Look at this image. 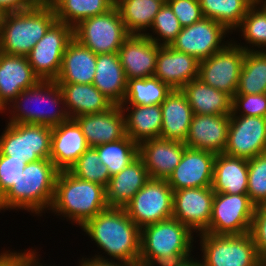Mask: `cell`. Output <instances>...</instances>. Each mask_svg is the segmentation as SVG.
I'll return each instance as SVG.
<instances>
[{"label": "cell", "mask_w": 266, "mask_h": 266, "mask_svg": "<svg viewBox=\"0 0 266 266\" xmlns=\"http://www.w3.org/2000/svg\"><path fill=\"white\" fill-rule=\"evenodd\" d=\"M59 172L50 158L27 163L17 182L0 199V212L24 209L42 216L51 208Z\"/></svg>", "instance_id": "cell-2"}, {"label": "cell", "mask_w": 266, "mask_h": 266, "mask_svg": "<svg viewBox=\"0 0 266 266\" xmlns=\"http://www.w3.org/2000/svg\"><path fill=\"white\" fill-rule=\"evenodd\" d=\"M72 39L73 27L56 20L31 49L27 58L40 81L57 79L63 54Z\"/></svg>", "instance_id": "cell-12"}, {"label": "cell", "mask_w": 266, "mask_h": 266, "mask_svg": "<svg viewBox=\"0 0 266 266\" xmlns=\"http://www.w3.org/2000/svg\"><path fill=\"white\" fill-rule=\"evenodd\" d=\"M130 35L116 6L104 14L86 18L73 27V38L96 55L118 53Z\"/></svg>", "instance_id": "cell-9"}, {"label": "cell", "mask_w": 266, "mask_h": 266, "mask_svg": "<svg viewBox=\"0 0 266 266\" xmlns=\"http://www.w3.org/2000/svg\"><path fill=\"white\" fill-rule=\"evenodd\" d=\"M186 147L181 141L160 137L149 139L139 144V157L150 178L167 180L181 161Z\"/></svg>", "instance_id": "cell-19"}, {"label": "cell", "mask_w": 266, "mask_h": 266, "mask_svg": "<svg viewBox=\"0 0 266 266\" xmlns=\"http://www.w3.org/2000/svg\"><path fill=\"white\" fill-rule=\"evenodd\" d=\"M6 111V107L0 102V113H4Z\"/></svg>", "instance_id": "cell-54"}, {"label": "cell", "mask_w": 266, "mask_h": 266, "mask_svg": "<svg viewBox=\"0 0 266 266\" xmlns=\"http://www.w3.org/2000/svg\"><path fill=\"white\" fill-rule=\"evenodd\" d=\"M181 91L186 95L193 114L226 115L232 112V98L199 78L187 83Z\"/></svg>", "instance_id": "cell-32"}, {"label": "cell", "mask_w": 266, "mask_h": 266, "mask_svg": "<svg viewBox=\"0 0 266 266\" xmlns=\"http://www.w3.org/2000/svg\"><path fill=\"white\" fill-rule=\"evenodd\" d=\"M266 152V117L230 115L223 153L245 159Z\"/></svg>", "instance_id": "cell-15"}, {"label": "cell", "mask_w": 266, "mask_h": 266, "mask_svg": "<svg viewBox=\"0 0 266 266\" xmlns=\"http://www.w3.org/2000/svg\"><path fill=\"white\" fill-rule=\"evenodd\" d=\"M161 47L146 35L131 34L118 51L127 80L154 76Z\"/></svg>", "instance_id": "cell-18"}, {"label": "cell", "mask_w": 266, "mask_h": 266, "mask_svg": "<svg viewBox=\"0 0 266 266\" xmlns=\"http://www.w3.org/2000/svg\"><path fill=\"white\" fill-rule=\"evenodd\" d=\"M31 102L32 109H30ZM33 103H36L37 108ZM6 110L10 113L8 123L42 124L55 127L69 119L62 91L55 81H39L35 86L23 90L6 107Z\"/></svg>", "instance_id": "cell-6"}, {"label": "cell", "mask_w": 266, "mask_h": 266, "mask_svg": "<svg viewBox=\"0 0 266 266\" xmlns=\"http://www.w3.org/2000/svg\"><path fill=\"white\" fill-rule=\"evenodd\" d=\"M266 93V51H246L236 94Z\"/></svg>", "instance_id": "cell-36"}, {"label": "cell", "mask_w": 266, "mask_h": 266, "mask_svg": "<svg viewBox=\"0 0 266 266\" xmlns=\"http://www.w3.org/2000/svg\"><path fill=\"white\" fill-rule=\"evenodd\" d=\"M237 30L241 32V38L243 36L246 44H249L248 47L236 43L238 46L245 51H266V12L256 2L248 9Z\"/></svg>", "instance_id": "cell-39"}, {"label": "cell", "mask_w": 266, "mask_h": 266, "mask_svg": "<svg viewBox=\"0 0 266 266\" xmlns=\"http://www.w3.org/2000/svg\"><path fill=\"white\" fill-rule=\"evenodd\" d=\"M160 105L162 112L160 138L185 143L194 115L186 95L181 90H172Z\"/></svg>", "instance_id": "cell-27"}, {"label": "cell", "mask_w": 266, "mask_h": 266, "mask_svg": "<svg viewBox=\"0 0 266 266\" xmlns=\"http://www.w3.org/2000/svg\"><path fill=\"white\" fill-rule=\"evenodd\" d=\"M199 61L184 52L162 46L157 54L154 77L172 90H181L187 83L198 78Z\"/></svg>", "instance_id": "cell-20"}, {"label": "cell", "mask_w": 266, "mask_h": 266, "mask_svg": "<svg viewBox=\"0 0 266 266\" xmlns=\"http://www.w3.org/2000/svg\"><path fill=\"white\" fill-rule=\"evenodd\" d=\"M26 164L23 159H11V156L0 154V199L17 182Z\"/></svg>", "instance_id": "cell-44"}, {"label": "cell", "mask_w": 266, "mask_h": 266, "mask_svg": "<svg viewBox=\"0 0 266 266\" xmlns=\"http://www.w3.org/2000/svg\"><path fill=\"white\" fill-rule=\"evenodd\" d=\"M260 266H266V259H261Z\"/></svg>", "instance_id": "cell-55"}, {"label": "cell", "mask_w": 266, "mask_h": 266, "mask_svg": "<svg viewBox=\"0 0 266 266\" xmlns=\"http://www.w3.org/2000/svg\"><path fill=\"white\" fill-rule=\"evenodd\" d=\"M56 20L51 4L5 13L0 32V52L27 56Z\"/></svg>", "instance_id": "cell-5"}, {"label": "cell", "mask_w": 266, "mask_h": 266, "mask_svg": "<svg viewBox=\"0 0 266 266\" xmlns=\"http://www.w3.org/2000/svg\"><path fill=\"white\" fill-rule=\"evenodd\" d=\"M69 118L108 111L114 104L93 84L57 83Z\"/></svg>", "instance_id": "cell-26"}, {"label": "cell", "mask_w": 266, "mask_h": 266, "mask_svg": "<svg viewBox=\"0 0 266 266\" xmlns=\"http://www.w3.org/2000/svg\"><path fill=\"white\" fill-rule=\"evenodd\" d=\"M171 92L167 84L154 76L129 79L121 105H160Z\"/></svg>", "instance_id": "cell-37"}, {"label": "cell", "mask_w": 266, "mask_h": 266, "mask_svg": "<svg viewBox=\"0 0 266 266\" xmlns=\"http://www.w3.org/2000/svg\"><path fill=\"white\" fill-rule=\"evenodd\" d=\"M94 148L102 164L107 166L110 177L121 172L139 157V144L127 135L120 140L101 144Z\"/></svg>", "instance_id": "cell-38"}, {"label": "cell", "mask_w": 266, "mask_h": 266, "mask_svg": "<svg viewBox=\"0 0 266 266\" xmlns=\"http://www.w3.org/2000/svg\"><path fill=\"white\" fill-rule=\"evenodd\" d=\"M160 0H115L121 19L130 34L144 35L163 6Z\"/></svg>", "instance_id": "cell-33"}, {"label": "cell", "mask_w": 266, "mask_h": 266, "mask_svg": "<svg viewBox=\"0 0 266 266\" xmlns=\"http://www.w3.org/2000/svg\"><path fill=\"white\" fill-rule=\"evenodd\" d=\"M266 117V93L235 94L230 115Z\"/></svg>", "instance_id": "cell-43"}, {"label": "cell", "mask_w": 266, "mask_h": 266, "mask_svg": "<svg viewBox=\"0 0 266 266\" xmlns=\"http://www.w3.org/2000/svg\"><path fill=\"white\" fill-rule=\"evenodd\" d=\"M250 234L258 255L261 259H266V202L255 208Z\"/></svg>", "instance_id": "cell-46"}, {"label": "cell", "mask_w": 266, "mask_h": 266, "mask_svg": "<svg viewBox=\"0 0 266 266\" xmlns=\"http://www.w3.org/2000/svg\"><path fill=\"white\" fill-rule=\"evenodd\" d=\"M245 52L234 39L230 40L222 50L199 61L198 78L233 98L238 88Z\"/></svg>", "instance_id": "cell-13"}, {"label": "cell", "mask_w": 266, "mask_h": 266, "mask_svg": "<svg viewBox=\"0 0 266 266\" xmlns=\"http://www.w3.org/2000/svg\"><path fill=\"white\" fill-rule=\"evenodd\" d=\"M229 33L231 32L222 24L203 18L192 25L182 27L170 46L202 61L222 50L228 44L227 42H230L224 41L226 34L228 37Z\"/></svg>", "instance_id": "cell-14"}, {"label": "cell", "mask_w": 266, "mask_h": 266, "mask_svg": "<svg viewBox=\"0 0 266 266\" xmlns=\"http://www.w3.org/2000/svg\"><path fill=\"white\" fill-rule=\"evenodd\" d=\"M37 5L35 0H0V9L4 13L24 11Z\"/></svg>", "instance_id": "cell-48"}, {"label": "cell", "mask_w": 266, "mask_h": 266, "mask_svg": "<svg viewBox=\"0 0 266 266\" xmlns=\"http://www.w3.org/2000/svg\"><path fill=\"white\" fill-rule=\"evenodd\" d=\"M52 127L42 124L6 123L0 135V154L26 163L51 154Z\"/></svg>", "instance_id": "cell-8"}, {"label": "cell", "mask_w": 266, "mask_h": 266, "mask_svg": "<svg viewBox=\"0 0 266 266\" xmlns=\"http://www.w3.org/2000/svg\"><path fill=\"white\" fill-rule=\"evenodd\" d=\"M204 18L222 24L233 33L240 26L255 0H198Z\"/></svg>", "instance_id": "cell-34"}, {"label": "cell", "mask_w": 266, "mask_h": 266, "mask_svg": "<svg viewBox=\"0 0 266 266\" xmlns=\"http://www.w3.org/2000/svg\"><path fill=\"white\" fill-rule=\"evenodd\" d=\"M212 187L186 188L173 191V216L193 232L209 227L214 200Z\"/></svg>", "instance_id": "cell-16"}, {"label": "cell", "mask_w": 266, "mask_h": 266, "mask_svg": "<svg viewBox=\"0 0 266 266\" xmlns=\"http://www.w3.org/2000/svg\"><path fill=\"white\" fill-rule=\"evenodd\" d=\"M81 230L95 241L109 258L94 255L102 261L139 265L141 229L131 220L124 208L109 207L88 220ZM111 258V259H110Z\"/></svg>", "instance_id": "cell-1"}, {"label": "cell", "mask_w": 266, "mask_h": 266, "mask_svg": "<svg viewBox=\"0 0 266 266\" xmlns=\"http://www.w3.org/2000/svg\"><path fill=\"white\" fill-rule=\"evenodd\" d=\"M81 128L89 147L114 142L126 136L125 118L120 105L97 114L73 118Z\"/></svg>", "instance_id": "cell-23"}, {"label": "cell", "mask_w": 266, "mask_h": 266, "mask_svg": "<svg viewBox=\"0 0 266 266\" xmlns=\"http://www.w3.org/2000/svg\"><path fill=\"white\" fill-rule=\"evenodd\" d=\"M256 206L247 194L215 193L209 227L212 235H241L250 232Z\"/></svg>", "instance_id": "cell-11"}, {"label": "cell", "mask_w": 266, "mask_h": 266, "mask_svg": "<svg viewBox=\"0 0 266 266\" xmlns=\"http://www.w3.org/2000/svg\"><path fill=\"white\" fill-rule=\"evenodd\" d=\"M167 4L182 27L192 25L204 18L198 0H169Z\"/></svg>", "instance_id": "cell-45"}, {"label": "cell", "mask_w": 266, "mask_h": 266, "mask_svg": "<svg viewBox=\"0 0 266 266\" xmlns=\"http://www.w3.org/2000/svg\"><path fill=\"white\" fill-rule=\"evenodd\" d=\"M248 159L216 154L212 189L215 193L247 194Z\"/></svg>", "instance_id": "cell-29"}, {"label": "cell", "mask_w": 266, "mask_h": 266, "mask_svg": "<svg viewBox=\"0 0 266 266\" xmlns=\"http://www.w3.org/2000/svg\"><path fill=\"white\" fill-rule=\"evenodd\" d=\"M120 107L125 118L126 135L134 142L140 144L160 137L161 105H120Z\"/></svg>", "instance_id": "cell-31"}, {"label": "cell", "mask_w": 266, "mask_h": 266, "mask_svg": "<svg viewBox=\"0 0 266 266\" xmlns=\"http://www.w3.org/2000/svg\"><path fill=\"white\" fill-rule=\"evenodd\" d=\"M75 177L95 182L106 187L110 180V173L106 165L102 164L94 147H89L69 169Z\"/></svg>", "instance_id": "cell-40"}, {"label": "cell", "mask_w": 266, "mask_h": 266, "mask_svg": "<svg viewBox=\"0 0 266 266\" xmlns=\"http://www.w3.org/2000/svg\"><path fill=\"white\" fill-rule=\"evenodd\" d=\"M255 2L266 12V0H255Z\"/></svg>", "instance_id": "cell-51"}, {"label": "cell", "mask_w": 266, "mask_h": 266, "mask_svg": "<svg viewBox=\"0 0 266 266\" xmlns=\"http://www.w3.org/2000/svg\"><path fill=\"white\" fill-rule=\"evenodd\" d=\"M56 19L75 27L86 18L108 12L115 6V0H54Z\"/></svg>", "instance_id": "cell-35"}, {"label": "cell", "mask_w": 266, "mask_h": 266, "mask_svg": "<svg viewBox=\"0 0 266 266\" xmlns=\"http://www.w3.org/2000/svg\"><path fill=\"white\" fill-rule=\"evenodd\" d=\"M216 153L186 147L181 161L167 179L175 190L212 187L213 166Z\"/></svg>", "instance_id": "cell-17"}, {"label": "cell", "mask_w": 266, "mask_h": 266, "mask_svg": "<svg viewBox=\"0 0 266 266\" xmlns=\"http://www.w3.org/2000/svg\"><path fill=\"white\" fill-rule=\"evenodd\" d=\"M161 2H163L164 4H167V2L169 1V0H160Z\"/></svg>", "instance_id": "cell-56"}, {"label": "cell", "mask_w": 266, "mask_h": 266, "mask_svg": "<svg viewBox=\"0 0 266 266\" xmlns=\"http://www.w3.org/2000/svg\"><path fill=\"white\" fill-rule=\"evenodd\" d=\"M128 80L118 53L97 54L93 85L114 105H121L127 91Z\"/></svg>", "instance_id": "cell-30"}, {"label": "cell", "mask_w": 266, "mask_h": 266, "mask_svg": "<svg viewBox=\"0 0 266 266\" xmlns=\"http://www.w3.org/2000/svg\"><path fill=\"white\" fill-rule=\"evenodd\" d=\"M6 252L20 265V266H43V263H40L39 256L37 255L36 250H25L24 252H17L6 250ZM47 264H44L46 266ZM48 266V265H47ZM51 266V265H50ZM55 266V265H53Z\"/></svg>", "instance_id": "cell-47"}, {"label": "cell", "mask_w": 266, "mask_h": 266, "mask_svg": "<svg viewBox=\"0 0 266 266\" xmlns=\"http://www.w3.org/2000/svg\"><path fill=\"white\" fill-rule=\"evenodd\" d=\"M38 4H51L54 0H35Z\"/></svg>", "instance_id": "cell-52"}, {"label": "cell", "mask_w": 266, "mask_h": 266, "mask_svg": "<svg viewBox=\"0 0 266 266\" xmlns=\"http://www.w3.org/2000/svg\"><path fill=\"white\" fill-rule=\"evenodd\" d=\"M89 148L80 126L69 118L52 127L50 159L59 171H69Z\"/></svg>", "instance_id": "cell-22"}, {"label": "cell", "mask_w": 266, "mask_h": 266, "mask_svg": "<svg viewBox=\"0 0 266 266\" xmlns=\"http://www.w3.org/2000/svg\"><path fill=\"white\" fill-rule=\"evenodd\" d=\"M247 195L256 207L266 202V152L248 159Z\"/></svg>", "instance_id": "cell-42"}, {"label": "cell", "mask_w": 266, "mask_h": 266, "mask_svg": "<svg viewBox=\"0 0 266 266\" xmlns=\"http://www.w3.org/2000/svg\"><path fill=\"white\" fill-rule=\"evenodd\" d=\"M149 179L145 164L138 157L110 178L105 187L108 206L123 208Z\"/></svg>", "instance_id": "cell-28"}, {"label": "cell", "mask_w": 266, "mask_h": 266, "mask_svg": "<svg viewBox=\"0 0 266 266\" xmlns=\"http://www.w3.org/2000/svg\"><path fill=\"white\" fill-rule=\"evenodd\" d=\"M4 15H5V13L0 9V32H1V27H2Z\"/></svg>", "instance_id": "cell-53"}, {"label": "cell", "mask_w": 266, "mask_h": 266, "mask_svg": "<svg viewBox=\"0 0 266 266\" xmlns=\"http://www.w3.org/2000/svg\"><path fill=\"white\" fill-rule=\"evenodd\" d=\"M193 231L171 218L141 228L138 266H160L192 257Z\"/></svg>", "instance_id": "cell-4"}, {"label": "cell", "mask_w": 266, "mask_h": 266, "mask_svg": "<svg viewBox=\"0 0 266 266\" xmlns=\"http://www.w3.org/2000/svg\"><path fill=\"white\" fill-rule=\"evenodd\" d=\"M194 256L191 258H186L184 260H181L179 262H173V263H166L160 266H202L200 260H196Z\"/></svg>", "instance_id": "cell-50"}, {"label": "cell", "mask_w": 266, "mask_h": 266, "mask_svg": "<svg viewBox=\"0 0 266 266\" xmlns=\"http://www.w3.org/2000/svg\"><path fill=\"white\" fill-rule=\"evenodd\" d=\"M230 114H194L186 137L189 148L207 150L216 154L223 153L227 145Z\"/></svg>", "instance_id": "cell-21"}, {"label": "cell", "mask_w": 266, "mask_h": 266, "mask_svg": "<svg viewBox=\"0 0 266 266\" xmlns=\"http://www.w3.org/2000/svg\"><path fill=\"white\" fill-rule=\"evenodd\" d=\"M109 208L105 187L75 177L69 171L58 173L50 208L56 216L82 227L88 220ZM62 215V216H61Z\"/></svg>", "instance_id": "cell-3"}, {"label": "cell", "mask_w": 266, "mask_h": 266, "mask_svg": "<svg viewBox=\"0 0 266 266\" xmlns=\"http://www.w3.org/2000/svg\"><path fill=\"white\" fill-rule=\"evenodd\" d=\"M200 235V259L202 266H260L258 255L250 232L241 235Z\"/></svg>", "instance_id": "cell-7"}, {"label": "cell", "mask_w": 266, "mask_h": 266, "mask_svg": "<svg viewBox=\"0 0 266 266\" xmlns=\"http://www.w3.org/2000/svg\"><path fill=\"white\" fill-rule=\"evenodd\" d=\"M78 266H131L117 261H102L95 258H84L79 261Z\"/></svg>", "instance_id": "cell-49"}, {"label": "cell", "mask_w": 266, "mask_h": 266, "mask_svg": "<svg viewBox=\"0 0 266 266\" xmlns=\"http://www.w3.org/2000/svg\"><path fill=\"white\" fill-rule=\"evenodd\" d=\"M181 29L182 26L170 6L168 4H163L156 14L151 28L148 29L154 34L146 31L144 35L156 44L166 46L170 45L176 39Z\"/></svg>", "instance_id": "cell-41"}, {"label": "cell", "mask_w": 266, "mask_h": 266, "mask_svg": "<svg viewBox=\"0 0 266 266\" xmlns=\"http://www.w3.org/2000/svg\"><path fill=\"white\" fill-rule=\"evenodd\" d=\"M39 81L27 56L0 52V102L5 107L23 90L35 86Z\"/></svg>", "instance_id": "cell-24"}, {"label": "cell", "mask_w": 266, "mask_h": 266, "mask_svg": "<svg viewBox=\"0 0 266 266\" xmlns=\"http://www.w3.org/2000/svg\"><path fill=\"white\" fill-rule=\"evenodd\" d=\"M97 55L72 39L63 54L56 83L92 84L95 78Z\"/></svg>", "instance_id": "cell-25"}, {"label": "cell", "mask_w": 266, "mask_h": 266, "mask_svg": "<svg viewBox=\"0 0 266 266\" xmlns=\"http://www.w3.org/2000/svg\"><path fill=\"white\" fill-rule=\"evenodd\" d=\"M123 208L140 229L171 219L173 189L166 179L150 178Z\"/></svg>", "instance_id": "cell-10"}]
</instances>
